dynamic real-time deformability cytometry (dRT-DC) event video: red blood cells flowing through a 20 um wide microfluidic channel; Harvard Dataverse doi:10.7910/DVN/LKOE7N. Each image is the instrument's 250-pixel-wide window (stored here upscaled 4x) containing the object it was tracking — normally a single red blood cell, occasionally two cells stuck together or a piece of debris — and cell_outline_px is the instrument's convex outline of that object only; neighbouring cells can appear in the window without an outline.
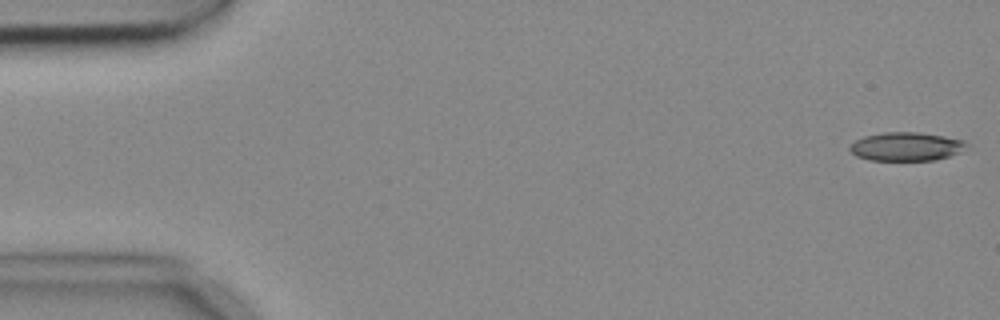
{"species": "common noctule bat (a hibernating species)", "species_latin": "Nyctalus noctula", "temperature_condition": "cold", "stored_images_in_passage": 6, "camera_frame_rate_fps": 3000, "um_per_image_px": 0.085, "animal": {"sex": "female", "body_mass_g": 18.4}, "frame": {"image": 1, "passage_image": 1, "time_ms": 0.0, "image_size_px": [1000, 320], "cell_outline_px": [[972, 144], [960, 152], [936, 160], [868, 160], [856, 156], [848, 148], [856, 140], [864, 136], [884, 132], [920, 132], [944, 136], [964, 140]], "centroid_in_image_um": [77.07, 12.45], "position_along_channel_um": 7.9, "area_um2": 19.59}}
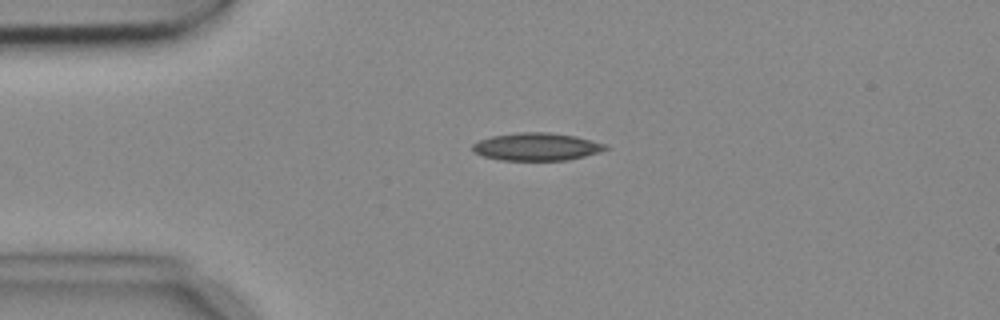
{"frame": {"image": 2, "passage_image": 4, "time_ms": 1.0, "image_size_px": [1000, 320], "cell_outline_px": [[612, 148], [600, 152], [568, 160], [500, 160], [484, 156], [476, 152], [472, 148], [472, 144], [480, 140], [492, 136], [516, 132], [548, 132], [576, 136], [608, 144]], "centroid_in_image_um": [45.68, 12.46], "position_along_channel_um": 39.3, "area_um2": 21.56}}
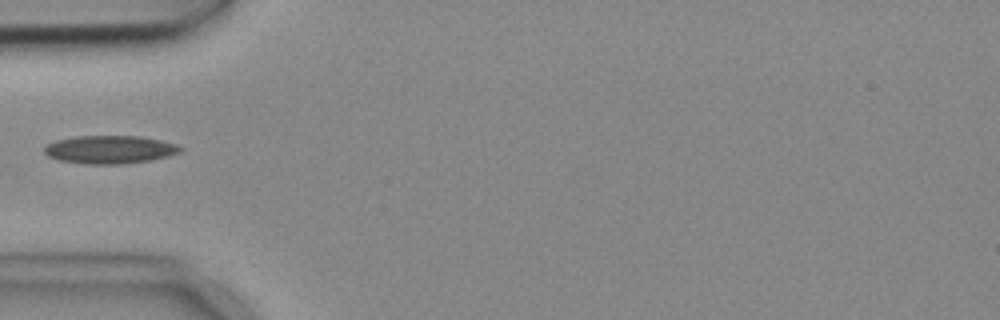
{"frame": {"image": 3, "passage_image": 5, "time_ms": 1.333, "image_size_px": [1000, 320], "cell_outline_px": [[184, 148], [180, 152], [168, 156], [148, 160], [120, 164], [84, 164], [60, 160], [48, 156], [44, 152], [44, 148], [48, 144], [56, 140], [76, 136], [140, 136], [160, 140], [176, 144]], "centroid_in_image_um": [9.33, 12.71], "position_along_channel_um": 75.7, "area_um2": 22.14}}